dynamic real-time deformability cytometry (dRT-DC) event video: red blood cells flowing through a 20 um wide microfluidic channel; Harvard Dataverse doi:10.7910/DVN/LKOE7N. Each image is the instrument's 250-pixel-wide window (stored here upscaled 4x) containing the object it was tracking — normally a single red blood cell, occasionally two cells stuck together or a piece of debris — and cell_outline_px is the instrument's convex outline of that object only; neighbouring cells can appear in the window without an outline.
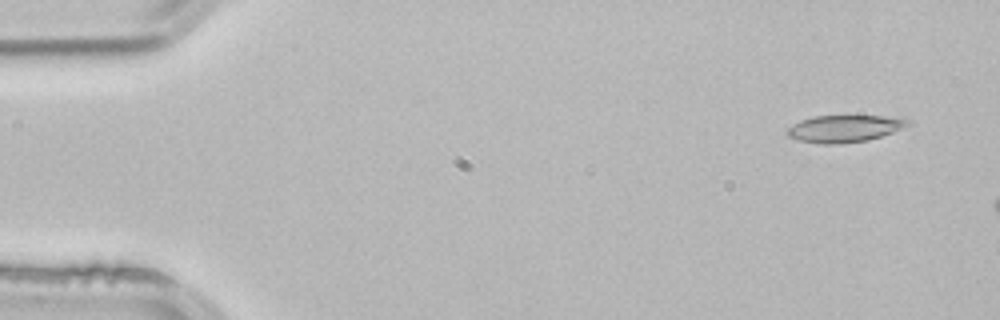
{"species": "common noctule bat (a hibernating species)", "species_latin": "Nyctalus noctula", "temperature_condition": "room temperature", "stored_images_in_passage": 3, "camera_frame_rate_fps": 3000, "um_per_image_px": 0.085, "animal": {"sex": "male", "body_mass_g": 21.5, "forearm_length_mm": 52.0}, "frame": {"image": 1, "passage_image": 1, "time_ms": 0.0, "image_size_px": [1000, 320], "cell_outline_px": [[912, 124], [892, 132], [868, 140], [840, 144], [820, 144], [800, 140], [788, 136], [788, 128], [792, 124], [800, 120], [812, 116], [904, 116], [912, 120]], "centroid_in_image_um": [71.85, 10.91], "position_along_channel_um": 13.2, "area_um2": 19.25}}